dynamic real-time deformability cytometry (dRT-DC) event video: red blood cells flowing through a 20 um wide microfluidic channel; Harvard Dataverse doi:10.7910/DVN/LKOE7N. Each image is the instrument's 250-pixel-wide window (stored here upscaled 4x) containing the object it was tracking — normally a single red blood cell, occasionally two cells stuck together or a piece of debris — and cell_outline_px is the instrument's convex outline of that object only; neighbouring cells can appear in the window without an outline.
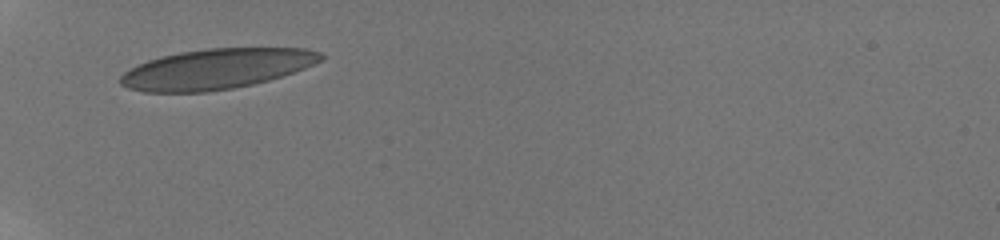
{"species": "human", "species_latin": "Homo sapiens", "temperature_condition": "room temperature", "stored_images_in_passage": 40, "camera_frame_rate_fps": 3000, "um_per_image_px": 0.085, "donor": {"sex": "male"}, "frame": {"image": 1, "passage_image": 1, "time_ms": 0.0, "image_size_px": [1000, 240], "cell_outline_px": [[328, 56], [304, 68], [268, 80], [252, 84], [232, 88], [208, 92], [144, 92], [128, 88], [120, 84], [120, 76], [124, 72], [148, 60], [160, 56], [180, 52], [208, 48], [304, 48], [320, 52]], "centroid_in_image_um": [18.38, 5.86], "position_along_channel_um": 66.6, "area_um2": 46.7}}
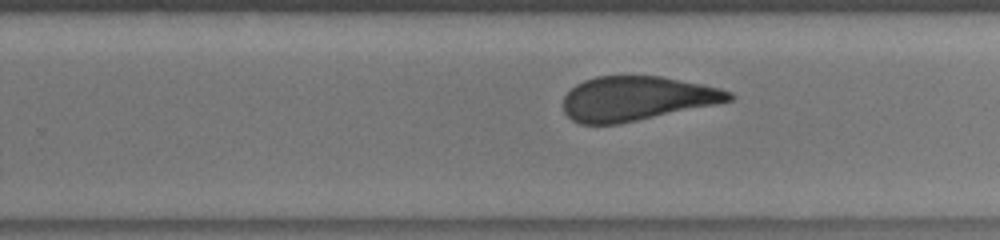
{"frame": {"image": 2, "passage_image": 24, "time_ms": 5.667, "image_size_px": [1000, 240], "cell_outline_px": [[736, 96], [732, 100], [716, 104], [620, 124], [580, 124], [572, 120], [564, 112], [564, 96], [576, 84], [584, 80], [596, 76], [660, 76], [720, 88], [732, 92]], "centroid_in_image_um": [54.11, 8.38], "position_along_channel_um": 275.7, "area_um2": 42.77}}
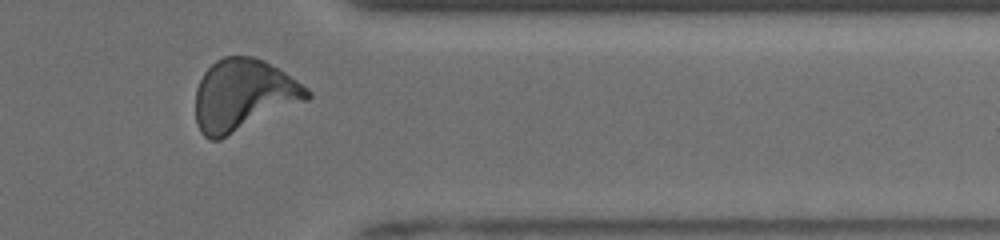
{"frame": {"image": 3, "passage_image": 36, "time_ms": 8.667, "image_size_px": [1000, 240], "cell_outline_px": [[312, 96], [308, 100], [220, 140], [212, 140], [204, 136], [200, 132], [196, 124], [196, 88], [204, 72], [216, 60], [224, 56], [252, 56], [264, 60], [280, 68], [308, 88], [312, 92]], "centroid_in_image_um": [20.7, 8.08], "position_along_channel_um": 390.7, "area_um2": 46.93}, "authors_computed_cell_mechanics": {"area_um2": 44.3037, "velocity_mm_per_s": 3.9378, "shape_relaxation_time_tau1_ms": null, "shape_relaxation_time_tau2_ms": 1.0117, "deformation_change_tau1": null, "deformation_change_tau2": 0.0789}}